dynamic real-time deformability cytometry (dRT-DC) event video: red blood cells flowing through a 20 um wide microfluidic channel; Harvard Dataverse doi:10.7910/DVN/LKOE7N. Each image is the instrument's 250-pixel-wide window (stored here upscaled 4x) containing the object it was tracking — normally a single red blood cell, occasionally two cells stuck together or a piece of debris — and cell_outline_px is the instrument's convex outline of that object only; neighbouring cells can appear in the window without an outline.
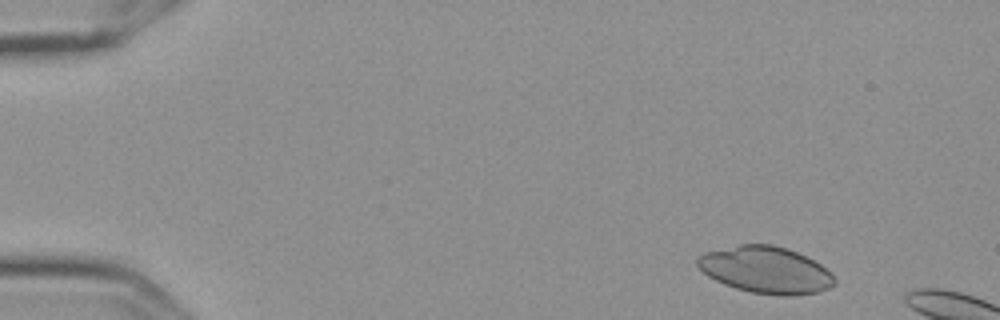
{"species": "Egyptian fruit bat (a non-hibernating species)", "species_latin": "Rousettus aegyptiacus", "temperature_condition": "cold", "stored_images_in_passage": 8, "camera_frame_rate_fps": 3000, "um_per_image_px": 0.085, "frame": {"image": 1, "passage_image": 3, "time_ms": 0.667, "image_size_px": [1000, 320], "cell_outline_px": [[836, 284], [820, 292], [792, 296], [784, 296], [752, 292], [736, 288], [724, 284], [708, 276], [696, 264], [696, 260], [704, 252], [740, 244], [772, 244], [788, 248], [820, 264], [832, 272], [836, 280]], "centroid_in_image_um": [65.11, 22.94], "position_along_channel_um": 19.9, "area_um2": 37.4}}